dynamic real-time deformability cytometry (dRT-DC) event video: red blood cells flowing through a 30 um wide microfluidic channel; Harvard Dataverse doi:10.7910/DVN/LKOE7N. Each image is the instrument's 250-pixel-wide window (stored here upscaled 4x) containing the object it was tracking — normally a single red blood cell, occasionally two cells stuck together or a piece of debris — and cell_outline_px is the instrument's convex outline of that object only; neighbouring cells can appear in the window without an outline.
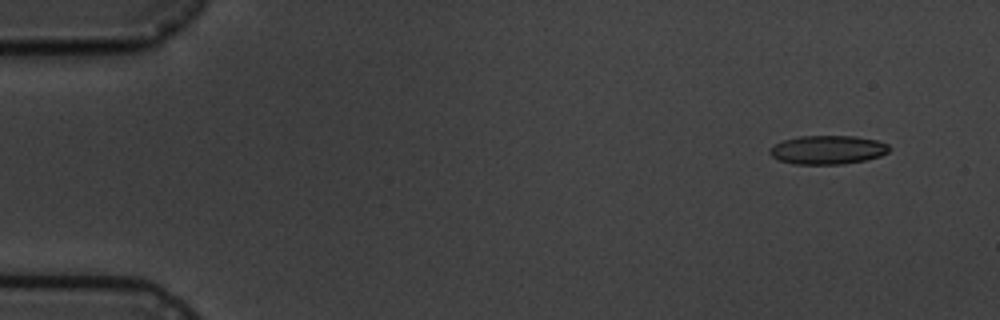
{"species": "common noctule bat (a hibernating species)", "species_latin": "Nyctalus noctula", "temperature_condition": "cold", "stored_images_in_passage": 4, "camera_frame_rate_fps": 3000, "um_per_image_px": 0.085, "animal": {"sex": "male", "body_mass_g": 19.5, "forearm_length_mm": 54.6}, "frame": {"image": 1, "passage_image": 2, "time_ms": 1.333, "image_size_px": [1000, 320], "cell_outline_px": [[892, 148], [888, 152], [880, 156], [864, 160], [844, 164], [792, 164], [780, 160], [772, 156], [768, 152], [768, 148], [784, 140], [800, 136], [856, 136], [876, 140], [888, 144]], "centroid_in_image_um": [70.36, 12.73], "position_along_channel_um": 14.6, "area_um2": 20.06}}